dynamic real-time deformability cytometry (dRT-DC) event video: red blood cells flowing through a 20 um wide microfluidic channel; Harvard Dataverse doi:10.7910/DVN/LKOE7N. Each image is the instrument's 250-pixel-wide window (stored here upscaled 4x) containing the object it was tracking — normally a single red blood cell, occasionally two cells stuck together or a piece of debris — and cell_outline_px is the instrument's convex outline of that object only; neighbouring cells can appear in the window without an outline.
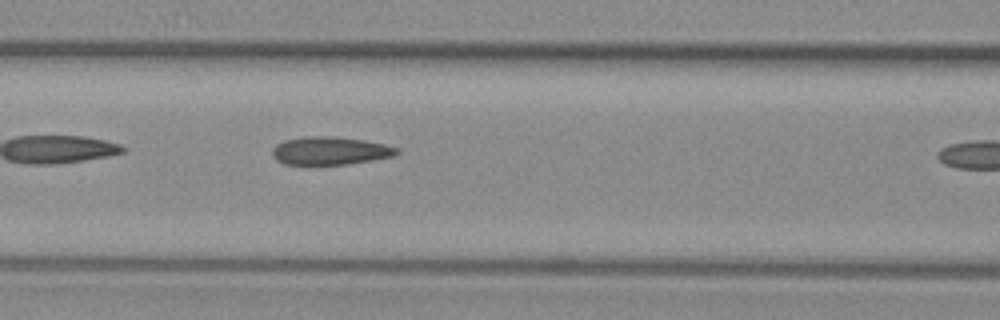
{"species": "common noctule bat (a hibernating species)", "species_latin": "Nyctalus noctula", "temperature_condition": "warm", "stored_images_in_passage": 7, "camera_frame_rate_fps": 3000, "um_per_image_px": 0.085, "animal": {"sex": "female", "body_mass_g": 29.2, "forearm_length_mm": 56.3}, "frame": {"image": 1, "passage_image": 6, "time_ms": 1.667, "image_size_px": [1000, 320], "cell_outline_px": [[400, 152], [392, 156], [372, 160], [348, 164], [284, 164], [276, 160], [272, 156], [272, 148], [276, 144], [284, 140], [304, 136], [336, 136], [364, 140], [384, 144], [400, 148]], "centroid_in_image_um": [28.04, 12.8], "position_along_channel_um": 138.6, "area_um2": 20.46}}